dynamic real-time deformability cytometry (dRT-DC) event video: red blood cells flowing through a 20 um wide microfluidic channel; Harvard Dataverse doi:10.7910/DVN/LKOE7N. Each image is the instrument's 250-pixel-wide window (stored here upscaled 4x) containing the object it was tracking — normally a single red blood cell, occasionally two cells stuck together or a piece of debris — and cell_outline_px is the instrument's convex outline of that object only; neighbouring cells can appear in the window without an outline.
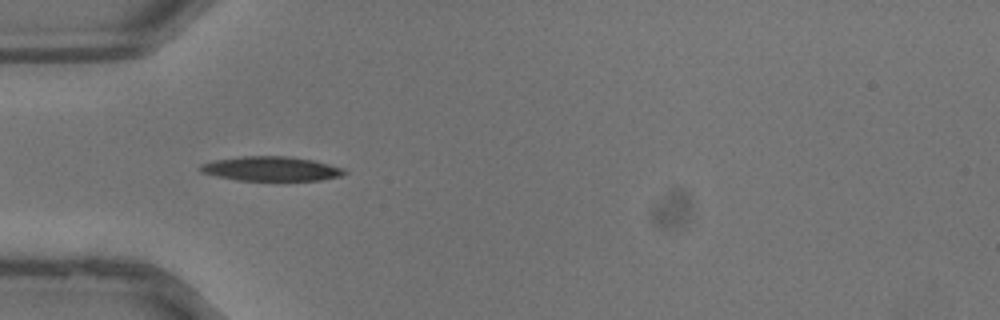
{"species": "common noctule bat (a hibernating species)", "species_latin": "Nyctalus noctula", "temperature_condition": "warm", "stored_images_in_passage": 27, "camera_frame_rate_fps": 3000, "um_per_image_px": 0.085, "animal": {"sex": "male", "body_mass_g": 13.3}, "frame": {"image": 1, "passage_image": 2, "time_ms": 0.333, "image_size_px": [1000, 320], "cell_outline_px": [[348, 172], [340, 176], [320, 180], [236, 180], [216, 176], [200, 172], [200, 164], [216, 160], [244, 156], [288, 156], [312, 160], [344, 168]], "centroid_in_image_um": [23.04, 14.34], "position_along_channel_um": 62.0, "area_um2": 20.35}}
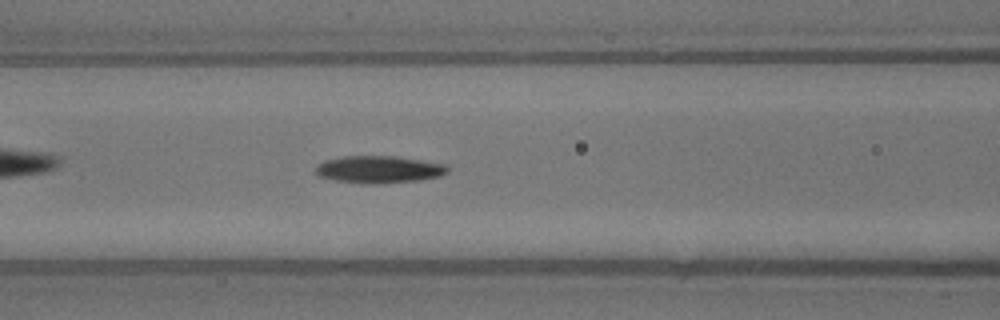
{"frame": {"image": 2, "passage_image": 6, "time_ms": 1.667, "image_size_px": [1000, 320], "cell_outline_px": [[448, 172], [440, 176], [420, 180], [372, 184], [360, 184], [336, 180], [320, 176], [316, 172], [316, 164], [324, 160], [344, 156], [396, 156], [444, 164], [448, 168]], "centroid_in_image_um": [32.19, 14.4], "position_along_channel_um": 134.4, "area_um2": 20.92}}
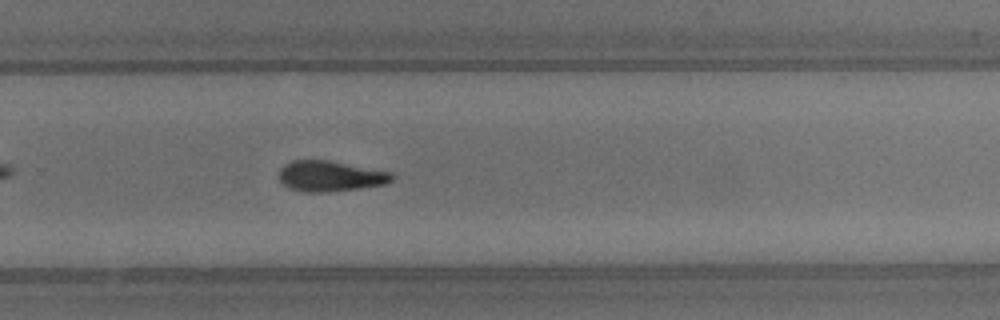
{"frame": {"image": 3, "passage_image": 15, "time_ms": 4.667, "image_size_px": [1000, 320], "cell_outline_px": [[396, 176], [392, 180], [384, 184], [328, 192], [304, 192], [288, 188], [280, 180], [280, 168], [284, 164], [292, 160], [328, 160], [392, 172]], "centroid_in_image_um": [28.06, 14.96], "position_along_channel_um": 301.7, "area_um2": 20.06}}